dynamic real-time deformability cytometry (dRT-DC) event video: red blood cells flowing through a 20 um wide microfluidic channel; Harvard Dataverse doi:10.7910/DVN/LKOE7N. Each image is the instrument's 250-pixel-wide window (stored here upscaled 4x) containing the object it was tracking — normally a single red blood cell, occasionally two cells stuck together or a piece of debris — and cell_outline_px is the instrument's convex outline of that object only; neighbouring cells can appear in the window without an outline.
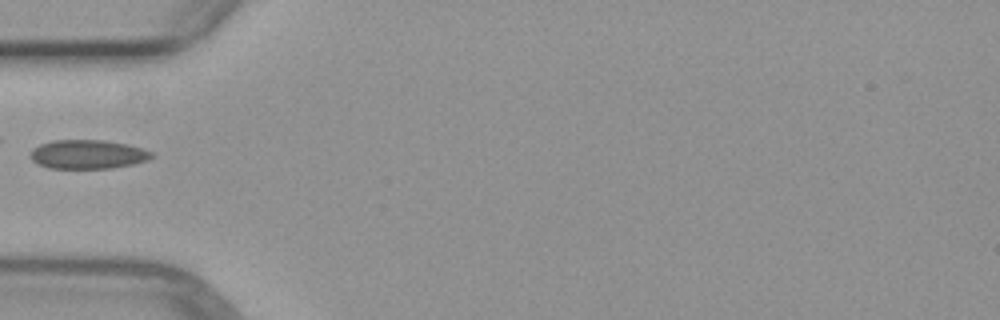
{"species": "common noctule bat (a hibernating species)", "species_latin": "Nyctalus noctula", "temperature_condition": "warm", "stored_images_in_passage": 5, "camera_frame_rate_fps": 3000, "um_per_image_px": 0.085, "animal": {"sex": "female", "body_mass_g": 29.2, "forearm_length_mm": 56.3}, "frame": {"image": 1, "passage_image": 5, "time_ms": 5.333, "image_size_px": [1000, 320], "cell_outline_px": [[152, 156], [148, 160], [132, 164], [112, 168], [48, 168], [36, 164], [28, 156], [32, 148], [40, 144], [52, 140], [104, 140], [128, 144], [152, 152]], "centroid_in_image_um": [7.39, 13.11], "position_along_channel_um": 77.6, "area_um2": 20.58}}